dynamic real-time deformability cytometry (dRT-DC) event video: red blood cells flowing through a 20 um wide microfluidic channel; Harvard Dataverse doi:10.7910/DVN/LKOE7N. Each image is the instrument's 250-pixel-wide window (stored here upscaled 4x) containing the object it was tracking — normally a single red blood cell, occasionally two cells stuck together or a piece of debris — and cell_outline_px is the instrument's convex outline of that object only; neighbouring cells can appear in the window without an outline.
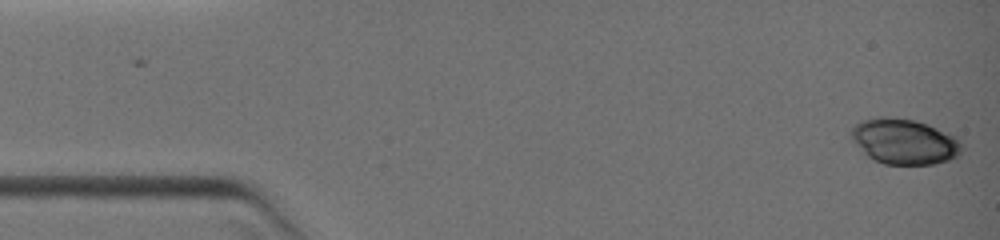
{"species": "common noctule bat (a hibernating species)", "species_latin": "Nyctalus noctula", "temperature_condition": "warm", "stored_images_in_passage": 3, "camera_frame_rate_fps": 3000, "um_per_image_px": 0.085, "animal": {"sex": "female", "body_mass_g": 19.0, "forearm_length_mm": 51.5}, "frame": {"image": 1, "passage_image": 3, "time_ms": 0.667, "image_size_px": [1000, 240], "cell_outline_px": [[960, 152], [956, 156], [948, 160], [932, 164], [884, 164], [868, 156], [864, 152], [852, 136], [852, 128], [856, 124], [864, 120], [912, 120], [924, 124], [952, 136], [960, 144]], "centroid_in_image_um": [76.87, 12.09], "position_along_channel_um": 8.1, "area_um2": 27.34}}